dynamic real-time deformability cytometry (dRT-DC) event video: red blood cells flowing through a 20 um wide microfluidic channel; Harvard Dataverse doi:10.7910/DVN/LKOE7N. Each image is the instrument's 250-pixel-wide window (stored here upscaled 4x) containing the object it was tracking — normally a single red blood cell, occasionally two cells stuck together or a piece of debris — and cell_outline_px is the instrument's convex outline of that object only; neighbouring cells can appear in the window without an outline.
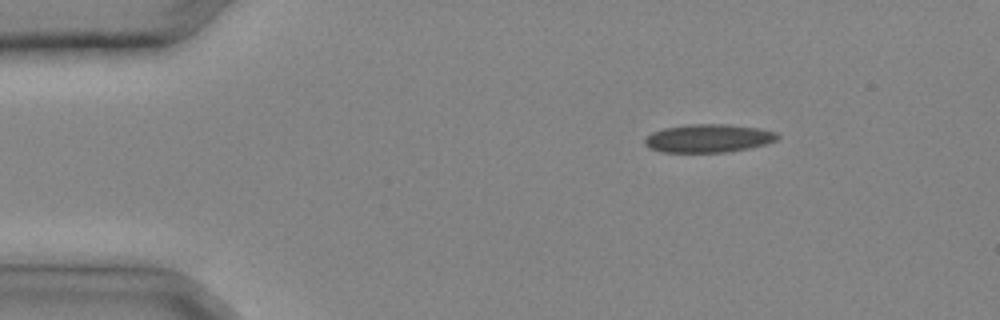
{"species": "common noctule bat (a hibernating species)", "species_latin": "Nyctalus noctula", "temperature_condition": "cold", "stored_images_in_passage": 26, "camera_frame_rate_fps": 3000, "um_per_image_px": 0.085, "animal": {"sex": "male", "body_mass_g": 20.4}, "frame": {"image": 1, "passage_image": 1, "time_ms": 0.0, "image_size_px": [1000, 320], "cell_outline_px": [[780, 136], [776, 140], [764, 144], [748, 148], [728, 152], [660, 152], [648, 148], [644, 144], [644, 140], [652, 132], [664, 128], [688, 124], [728, 124], [760, 128], [776, 132]], "centroid_in_image_um": [60.19, 11.75], "position_along_channel_um": 24.8, "area_um2": 21.91}}
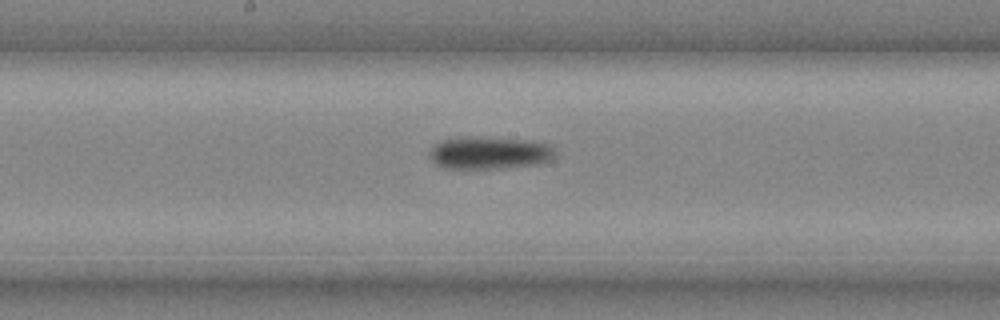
{"frame": {"image": 2, "passage_image": 13, "time_ms": 4.0, "image_size_px": [1000, 320], "cell_outline_px": [[556, 156], [552, 160], [536, 164], [504, 168], [444, 168], [436, 164], [432, 160], [432, 148], [440, 140], [464, 136], [472, 136], [532, 140], [552, 144], [556, 148]], "centroid_in_image_um": [41.7, 12.97], "position_along_channel_um": 206.5, "area_um2": 24.1}}
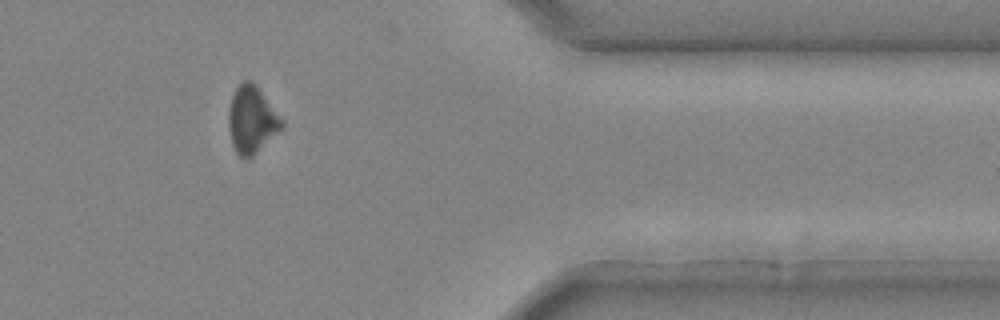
{"frame": {"image": 3, "passage_image": 23, "time_ms": 7.333, "image_size_px": [1000, 320], "cell_outline_px": [[284, 128], [252, 156], [240, 156], [236, 152], [232, 144], [228, 124], [228, 112], [232, 96], [236, 88], [244, 80], [248, 80], [260, 92], [284, 120]], "centroid_in_image_um": [21.4, 10.21], "position_along_channel_um": 390.0, "area_um2": 20.29}}